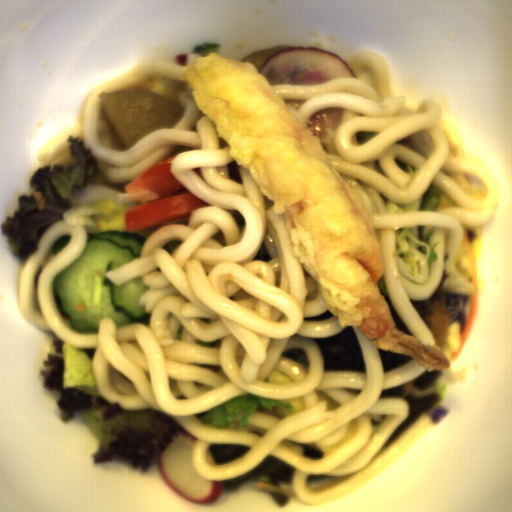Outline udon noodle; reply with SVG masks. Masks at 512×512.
Wrapping results in <instances>:
<instances>
[{"label":"udon noodle","mask_w":512,"mask_h":512,"mask_svg":"<svg viewBox=\"0 0 512 512\" xmlns=\"http://www.w3.org/2000/svg\"><path fill=\"white\" fill-rule=\"evenodd\" d=\"M186 66L144 61L97 87L83 112V141L107 181L132 182L174 153L171 174L212 206L190 214L188 225L152 231L138 259L107 273L123 285L141 277L149 287L139 302L149 322L117 327L98 322L97 333H76L54 298L58 273L87 245L84 225L54 221L37 251L23 264L16 288L18 309L40 330L74 348H95L94 383L103 399L125 411L155 409L176 420L197 440L190 453L194 471L213 481L246 475L269 455L296 470V498L320 506L362 486L425 434L432 421L421 413L375 456L406 420L404 398L382 396L428 369L413 359L384 373L379 349L352 326L366 371L324 370L315 339L340 334L339 316L293 253L286 213H276L248 168L231 157L212 119L196 105L182 76ZM150 77L187 85L177 94L185 107L173 127L158 128L126 151L107 124L99 97L137 86ZM293 347L309 368L282 355ZM295 383L264 381L273 369ZM270 399L302 397L305 409L286 418L252 413L248 428H213L196 412L238 395ZM250 447L244 455L208 463L211 444Z\"/></svg>","instance_id":"1"},{"label":"udon noodle","mask_w":512,"mask_h":512,"mask_svg":"<svg viewBox=\"0 0 512 512\" xmlns=\"http://www.w3.org/2000/svg\"><path fill=\"white\" fill-rule=\"evenodd\" d=\"M356 77L332 79L315 85H272L292 108L305 129L315 112L344 107L336 129L328 128L321 144L336 173L355 191L364 207L384 257L378 287L391 310L395 327L437 346L434 335L410 300L431 298L439 289L466 294L474 285L453 261L465 235L463 226L489 222L500 201L499 183L481 159L464 155L462 142L445 121L436 99H423L415 109L405 96L391 91L387 59L371 50L348 58ZM379 132L357 145V131ZM443 189L461 206L438 212L418 210L429 185ZM432 230L433 262L430 281L413 283L399 275L395 230L407 227L418 239Z\"/></svg>","instance_id":"2"}]
</instances>
